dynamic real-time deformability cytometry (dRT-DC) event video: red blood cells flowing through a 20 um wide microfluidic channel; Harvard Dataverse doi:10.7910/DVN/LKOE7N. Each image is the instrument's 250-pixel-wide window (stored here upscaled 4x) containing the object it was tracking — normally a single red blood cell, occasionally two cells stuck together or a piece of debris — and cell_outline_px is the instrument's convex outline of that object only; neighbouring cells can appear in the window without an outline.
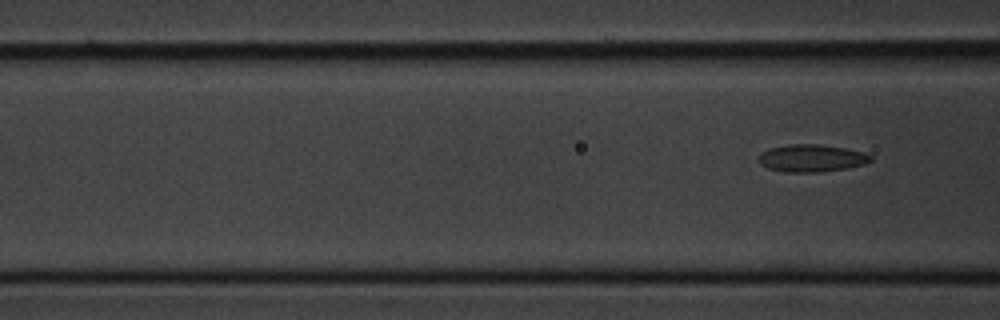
{"species": "common noctule bat (a hibernating species)", "species_latin": "Nyctalus noctula", "temperature_condition": "cold", "stored_images_in_passage": 6, "segment_of_instrument_passage": [2, 2], "camera_frame_rate_fps": 3000, "um_per_image_px": 0.085, "animal": {"sex": "male", "body_mass_g": 20.1, "forearm_length_mm": 53.5}, "frame": {"image": 1, "passage_image": 6, "time_ms": 6.667, "image_size_px": [1000, 320], "cell_outline_px": [[872, 160], [864, 164], [848, 168], [820, 172], [784, 172], [768, 168], [760, 164], [760, 152], [772, 148], [792, 144], [820, 144], [844, 148], [860, 152], [872, 156]], "centroid_in_image_um": [68.98, 13.45], "position_along_channel_um": 97.6, "area_um2": 17.69}}